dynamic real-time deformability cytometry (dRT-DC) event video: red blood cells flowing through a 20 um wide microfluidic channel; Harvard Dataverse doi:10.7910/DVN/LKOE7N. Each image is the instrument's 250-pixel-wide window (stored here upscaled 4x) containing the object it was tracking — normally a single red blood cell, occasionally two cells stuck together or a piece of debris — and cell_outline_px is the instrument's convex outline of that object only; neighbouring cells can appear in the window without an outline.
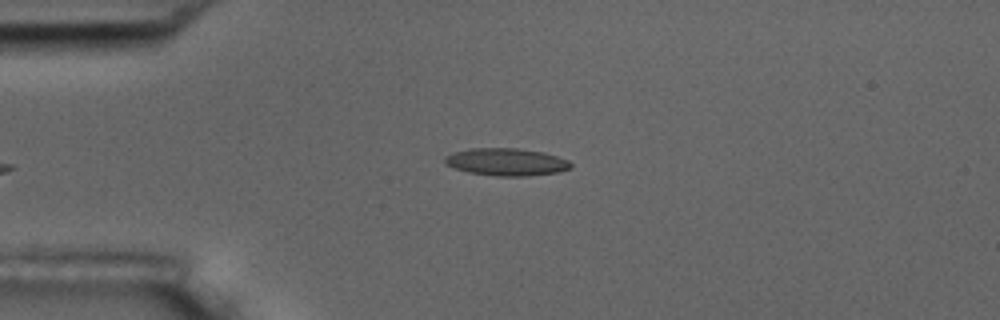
{"species": "common noctule bat (a hibernating species)", "species_latin": "Nyctalus noctula", "temperature_condition": "room temperature", "stored_images_in_passage": 40, "camera_frame_rate_fps": 3000, "um_per_image_px": 0.085, "animal": {"sex": "male", "body_mass_g": 17.5, "forearm_length_mm": 52.3}, "frame": {"image": 1, "passage_image": 2, "time_ms": 0.333, "image_size_px": [1000, 320], "cell_outline_px": [[572, 168], [560, 172], [528, 176], [496, 176], [468, 172], [444, 164], [444, 156], [452, 152], [468, 148], [516, 148], [544, 152], [568, 160], [572, 164]], "centroid_in_image_um": [43.03, 13.76], "position_along_channel_um": 42.0, "area_um2": 20.35}}
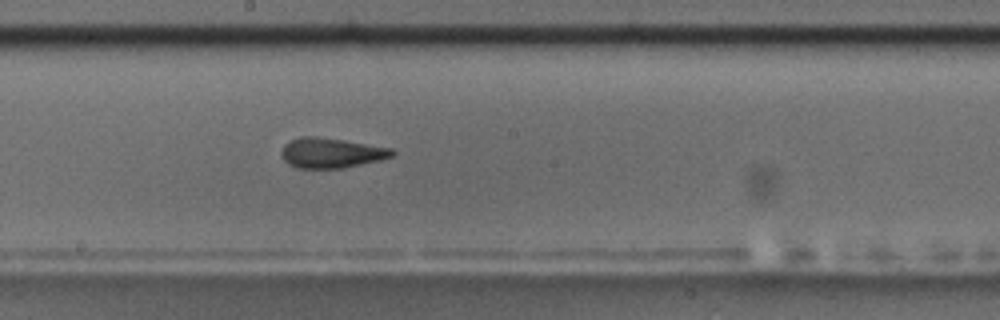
{"frame": {"image": 2, "passage_image": 19, "time_ms": 6.0, "image_size_px": [1000, 320], "cell_outline_px": [[396, 152], [392, 156], [380, 160], [344, 168], [296, 168], [288, 164], [280, 156], [280, 152], [284, 144], [300, 136], [316, 136], [344, 140], [392, 148]], "centroid_in_image_um": [28.13, 13.0], "position_along_channel_um": 220.1, "area_um2": 19.54}}
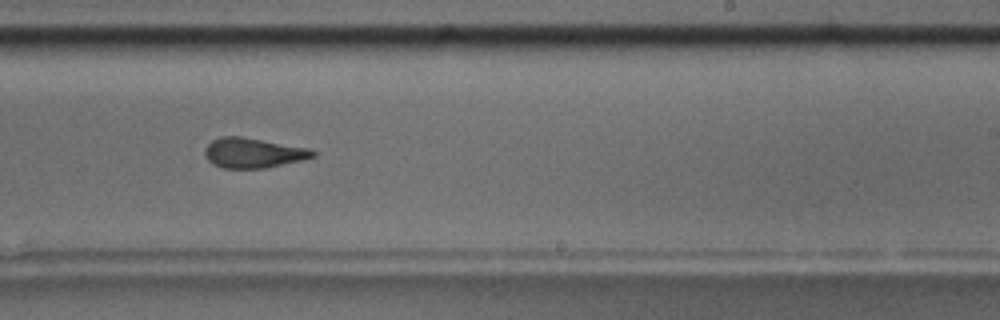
{"frame": {"image": 3, "passage_image": 23, "time_ms": 7.333, "image_size_px": [1000, 320], "cell_outline_px": [[316, 156], [304, 160], [264, 168], [224, 168], [212, 164], [208, 160], [204, 152], [204, 148], [212, 140], [220, 136], [240, 136], [312, 148], [316, 152]], "centroid_in_image_um": [21.55, 12.99], "position_along_channel_um": 267.5, "area_um2": 19.07}, "authors_computed_cell_mechanics": {"area_um2": 19.3919, "velocity_mm_per_s": 3.5669, "shape_relaxation_time_tau1_ms": null, "shape_relaxation_time_tau2_ms": 2.0148, "deformation_change_tau1": null, "deformation_change_tau2": 0.0942}}